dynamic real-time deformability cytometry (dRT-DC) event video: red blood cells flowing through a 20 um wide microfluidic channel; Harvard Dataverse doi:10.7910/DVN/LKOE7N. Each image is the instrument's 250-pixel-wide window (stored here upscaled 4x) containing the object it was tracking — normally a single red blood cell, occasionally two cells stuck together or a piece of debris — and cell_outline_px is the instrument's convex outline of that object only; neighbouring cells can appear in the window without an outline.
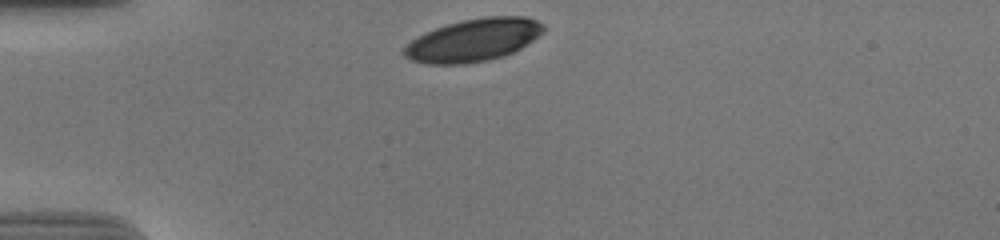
{"species": "human", "species_latin": "Homo sapiens", "temperature_condition": "cold", "stored_images_in_passage": 32, "camera_frame_rate_fps": 3000, "um_per_image_px": 0.085, "donor": {"sex": "male"}, "frame": {"image": 1, "passage_image": 1, "time_ms": 0.0, "image_size_px": [1000, 240], "cell_outline_px": [[544, 32], [520, 48], [504, 56], [488, 60], [464, 64], [428, 64], [412, 60], [404, 56], [404, 48], [412, 40], [436, 28], [448, 24], [464, 20], [484, 16], [524, 16], [536, 20], [544, 24]], "centroid_in_image_um": [40.27, 3.41], "position_along_channel_um": 44.7, "area_um2": 34.28}}
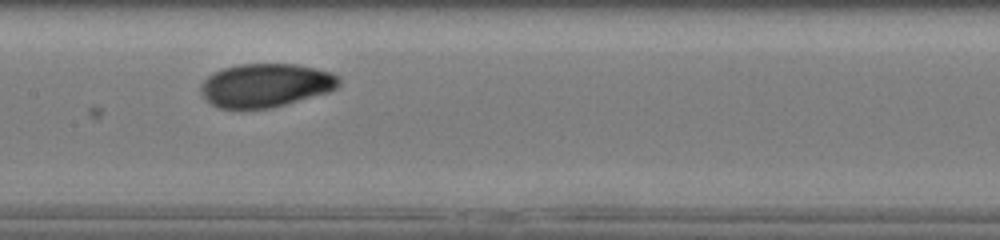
{"frame": {"image": 2, "passage_image": 15, "time_ms": 4.667, "image_size_px": [1000, 240], "cell_outline_px": [[340, 84], [336, 88], [328, 92], [284, 104], [268, 108], [216, 108], [200, 92], [200, 84], [208, 76], [224, 68], [240, 64], [296, 64], [316, 68], [332, 72], [340, 76]], "centroid_in_image_um": [22.6, 7.24], "position_along_channel_um": 184.8, "area_um2": 34.85}}
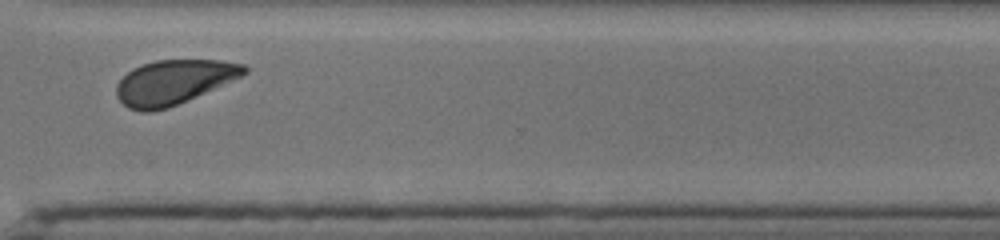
{"frame": {"image": 3, "passage_image": 29, "time_ms": 9.333, "image_size_px": [1000, 240], "cell_outline_px": [[248, 72], [240, 76], [168, 108], [152, 112], [140, 112], [128, 108], [116, 96], [116, 84], [132, 68], [156, 60], [220, 60], [244, 64], [248, 68]], "centroid_in_image_um": [14.72, 6.98], "position_along_channel_um": 355.9, "area_um2": 32.66}, "authors_computed_cell_mechanics": {"area_um2": 34.969, "velocity_mm_per_s": 3.6526, "shape_relaxation_time_tau1_ms": 5.0623, "shape_relaxation_time_tau2_ms": null, "deformation_change_tau1": 0.1554, "deformation_change_tau2": null}}